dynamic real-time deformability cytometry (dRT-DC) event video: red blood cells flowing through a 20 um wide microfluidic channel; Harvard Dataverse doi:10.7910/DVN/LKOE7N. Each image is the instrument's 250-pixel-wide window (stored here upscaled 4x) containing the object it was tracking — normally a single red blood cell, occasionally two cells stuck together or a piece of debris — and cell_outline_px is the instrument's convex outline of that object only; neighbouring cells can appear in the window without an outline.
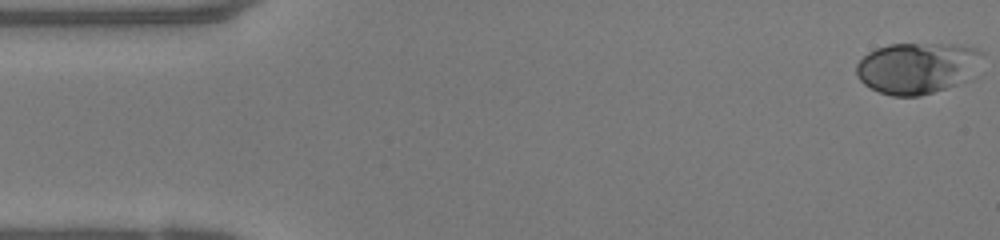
{"species": "human", "species_latin": "Homo sapiens", "temperature_condition": "warm", "stored_images_in_passage": 48, "camera_frame_rate_fps": 3000, "um_per_image_px": 0.085, "donor": {"sex": "female"}, "frame": {"image": 1, "passage_image": 1, "time_ms": 0.0, "image_size_px": [1000, 240], "cell_outline_px": [[984, 52], [964, 80], [956, 84], [920, 96], [892, 96], [880, 92], [864, 84], [860, 80], [856, 72], [856, 64], [868, 52], [876, 48], [888, 44], [964, 44], [976, 48]], "centroid_in_image_um": [77.89, 5.75], "position_along_channel_um": 7.1, "area_um2": 37.05}}
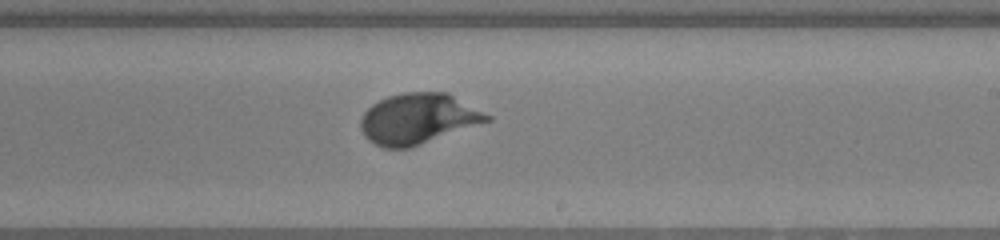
{"frame": {"image": 2, "passage_image": 28, "time_ms": 9.0, "image_size_px": [1000, 240], "cell_outline_px": [[492, 120], [408, 148], [384, 148], [368, 140], [364, 136], [360, 128], [360, 120], [364, 112], [372, 104], [388, 96], [404, 92], [448, 92], [492, 116]], "centroid_in_image_um": [35.53, 10.08], "position_along_channel_um": 253.5, "area_um2": 37.11}}
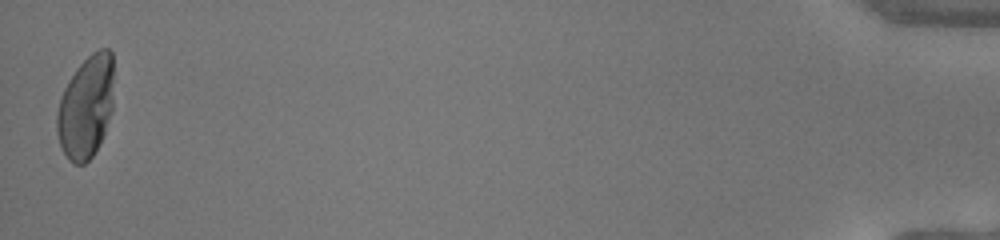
{"frame": {"image": 3, "passage_image": 48, "time_ms": 15.667, "image_size_px": [1000, 240], "cell_outline_px": [[112, 112], [104, 132], [92, 156], [84, 164], [76, 164], [68, 160], [60, 144], [56, 132], [56, 112], [60, 96], [68, 80], [76, 68], [92, 52], [100, 48], [108, 48], [112, 52]], "centroid_in_image_um": [7.28, 9.07], "position_along_channel_um": 427.9, "area_um2": 33.99}, "authors_computed_cell_mechanics": {"area_um2": 35.3447, "velocity_mm_per_s": 4.1649, "shape_relaxation_time_tau1_ms": 2.9951, "shape_relaxation_time_tau2_ms": null, "deformation_change_tau1": 0.2029, "deformation_change_tau2": null}}